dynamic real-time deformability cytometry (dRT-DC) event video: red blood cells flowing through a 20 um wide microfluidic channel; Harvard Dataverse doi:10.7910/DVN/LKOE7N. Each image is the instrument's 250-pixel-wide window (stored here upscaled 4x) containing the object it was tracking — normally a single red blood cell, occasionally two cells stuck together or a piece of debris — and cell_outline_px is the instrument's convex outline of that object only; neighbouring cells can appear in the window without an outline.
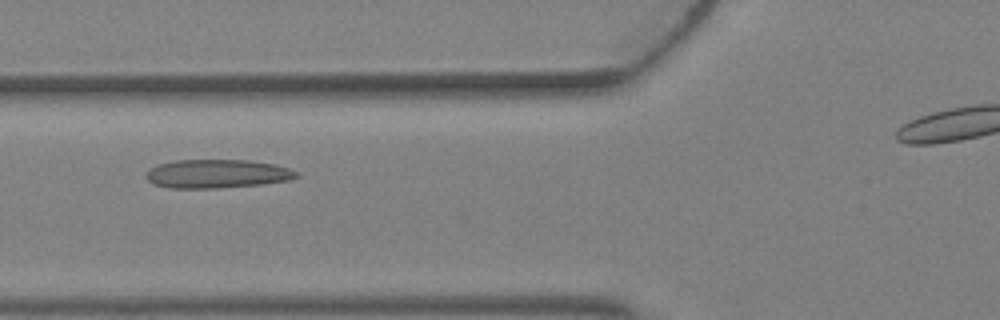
{"species": "Egyptian fruit bat (a non-hibernating species)", "species_latin": "Rousettus aegyptiacus", "temperature_condition": "warm", "stored_images_in_passage": 2, "camera_frame_rate_fps": 3000, "um_per_image_px": 0.085, "animal": {"sex": "female"}, "frame": {"image": 1, "passage_image": 2, "time_ms": 0.333, "image_size_px": [1000, 320], "cell_outline_px": [[300, 176], [288, 180], [260, 184], [216, 188], [168, 188], [152, 184], [144, 176], [152, 168], [160, 164], [176, 160], [248, 160], [276, 164], [288, 168], [296, 172]], "centroid_in_image_um": [18.44, 14.77], "position_along_channel_um": 107.4, "area_um2": 24.97}}